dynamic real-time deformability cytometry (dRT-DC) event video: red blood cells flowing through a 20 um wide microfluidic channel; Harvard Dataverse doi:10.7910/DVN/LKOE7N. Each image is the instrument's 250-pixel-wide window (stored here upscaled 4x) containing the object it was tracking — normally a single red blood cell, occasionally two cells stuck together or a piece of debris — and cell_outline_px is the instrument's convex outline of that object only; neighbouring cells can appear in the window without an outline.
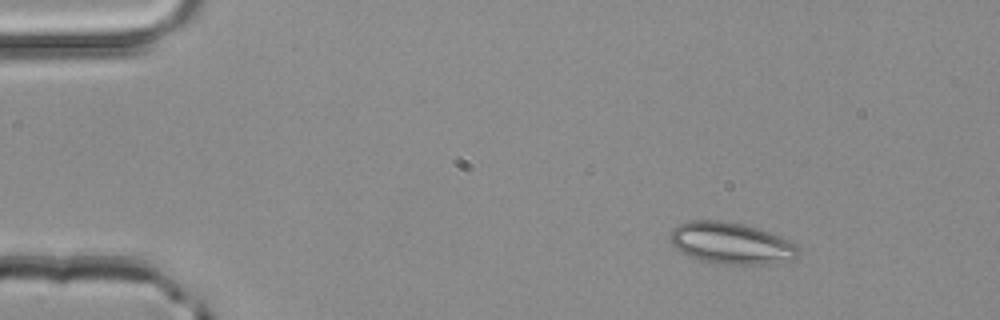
{"species": "common noctule bat (a hibernating species)", "species_latin": "Nyctalus noctula", "temperature_condition": "room temperature", "stored_images_in_passage": 3, "camera_frame_rate_fps": 3000, "um_per_image_px": 0.085, "animal": {"sex": "male", "body_mass_g": 20.4}, "frame": {"image": 1, "passage_image": 1, "time_ms": 0.0, "image_size_px": [1000, 320], "cell_outline_px": [[800, 252], [792, 260], [776, 264], [716, 264], [700, 260], [680, 252], [668, 240], [668, 236], [672, 228], [688, 220], [720, 220], [744, 224], [760, 228], [792, 240], [800, 248]], "centroid_in_image_um": [62.17, 20.67], "position_along_channel_um": 22.8, "area_um2": 31.85}}